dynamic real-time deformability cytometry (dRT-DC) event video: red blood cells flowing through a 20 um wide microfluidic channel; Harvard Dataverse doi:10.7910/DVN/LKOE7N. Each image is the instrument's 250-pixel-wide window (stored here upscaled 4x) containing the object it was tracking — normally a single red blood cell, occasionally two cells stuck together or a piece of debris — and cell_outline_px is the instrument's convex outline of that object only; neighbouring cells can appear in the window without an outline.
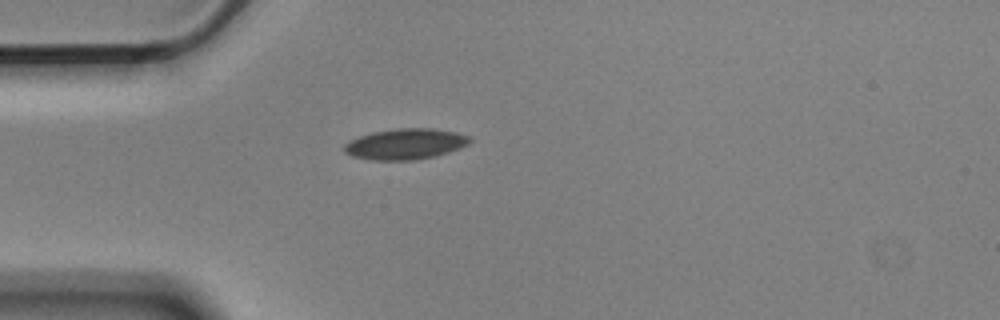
{"species": "Egyptian fruit bat (a non-hibernating species)", "species_latin": "Rousettus aegyptiacus", "temperature_condition": "cold", "stored_images_in_passage": 5, "camera_frame_rate_fps": 3000, "um_per_image_px": 0.085, "animal": {"sex": "male"}, "frame": {"image": 1, "passage_image": 5, "time_ms": 1.333, "image_size_px": [1000, 320], "cell_outline_px": [[472, 140], [468, 144], [460, 148], [448, 152], [432, 156], [412, 160], [372, 160], [352, 156], [344, 152], [344, 144], [360, 136], [372, 132], [396, 128], [432, 128], [456, 132], [472, 136]], "centroid_in_image_um": [34.48, 12.23], "position_along_channel_um": 50.5, "area_um2": 22.48}}